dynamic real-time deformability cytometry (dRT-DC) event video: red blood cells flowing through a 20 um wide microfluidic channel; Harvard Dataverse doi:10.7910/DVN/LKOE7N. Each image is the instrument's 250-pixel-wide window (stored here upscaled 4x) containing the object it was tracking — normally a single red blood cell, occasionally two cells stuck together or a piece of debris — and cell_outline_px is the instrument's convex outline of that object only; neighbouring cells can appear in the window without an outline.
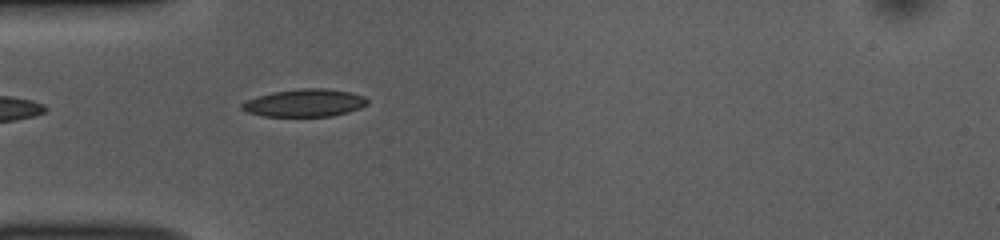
{"species": "common noctule bat (a hibernating species)", "species_latin": "Nyctalus noctula", "temperature_condition": "room temperature", "stored_images_in_passage": 23, "camera_frame_rate_fps": 3000, "um_per_image_px": 0.085, "animal": {"sex": "female", "body_mass_g": 10.0, "forearm_length_mm": 53.1}, "frame": {"image": 1, "passage_image": 1, "time_ms": 0.0, "image_size_px": [1000, 240], "cell_outline_px": [[368, 104], [360, 108], [348, 112], [332, 116], [264, 116], [248, 112], [240, 108], [240, 104], [248, 100], [272, 92], [300, 88], [328, 88], [348, 92], [364, 96], [368, 100]], "centroid_in_image_um": [25.92, 8.74], "position_along_channel_um": 59.1, "area_um2": 20.11}}
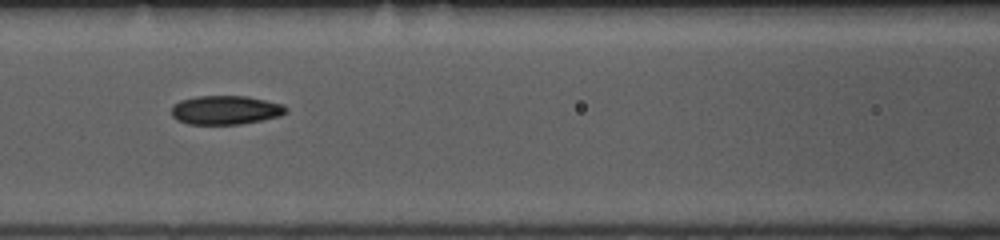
{"frame": {"image": 2, "passage_image": 8, "time_ms": 2.333, "image_size_px": [1000, 240], "cell_outline_px": [[288, 112], [280, 116], [240, 124], [188, 124], [176, 120], [172, 116], [172, 108], [180, 100], [196, 96], [248, 96], [284, 104], [288, 108]], "centroid_in_image_um": [19.2, 9.35], "position_along_channel_um": 147.4, "area_um2": 19.36}}
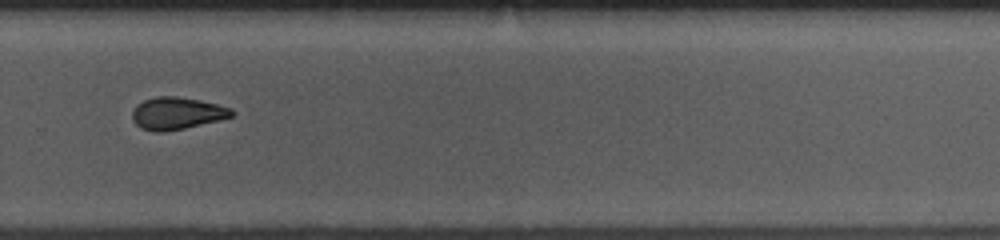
{"frame": {"image": 3, "passage_image": 21, "time_ms": 6.667, "image_size_px": [1000, 240], "cell_outline_px": [[236, 112], [232, 116], [184, 128], [164, 132], [156, 132], [140, 128], [132, 120], [132, 112], [136, 104], [144, 100], [156, 96], [176, 96], [200, 100], [232, 108]], "centroid_in_image_um": [15.0, 9.62], "position_along_channel_um": 314.8, "area_um2": 18.61}}